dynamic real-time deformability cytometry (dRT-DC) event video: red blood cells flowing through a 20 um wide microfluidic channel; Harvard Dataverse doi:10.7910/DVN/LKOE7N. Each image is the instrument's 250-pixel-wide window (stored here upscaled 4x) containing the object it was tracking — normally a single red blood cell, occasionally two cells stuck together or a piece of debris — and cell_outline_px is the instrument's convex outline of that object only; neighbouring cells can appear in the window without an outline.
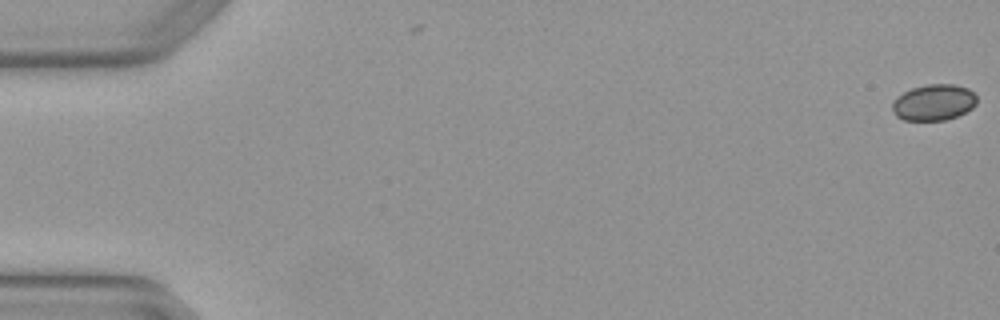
{"species": "Egyptian fruit bat (a non-hibernating species)", "species_latin": "Rousettus aegyptiacus", "temperature_condition": "warm", "stored_images_in_passage": 8, "camera_frame_rate_fps": 3000, "um_per_image_px": 0.085, "animal": {"sex": "female"}, "frame": {"image": 1, "passage_image": 1, "time_ms": 0.0, "image_size_px": [1000, 320], "cell_outline_px": [[976, 104], [972, 108], [956, 116], [944, 120], [904, 120], [896, 116], [892, 108], [892, 104], [896, 96], [912, 88], [928, 84], [956, 84], [968, 88], [976, 96]], "centroid_in_image_um": [79.36, 8.69], "position_along_channel_um": 5.6, "area_um2": 17.74}}
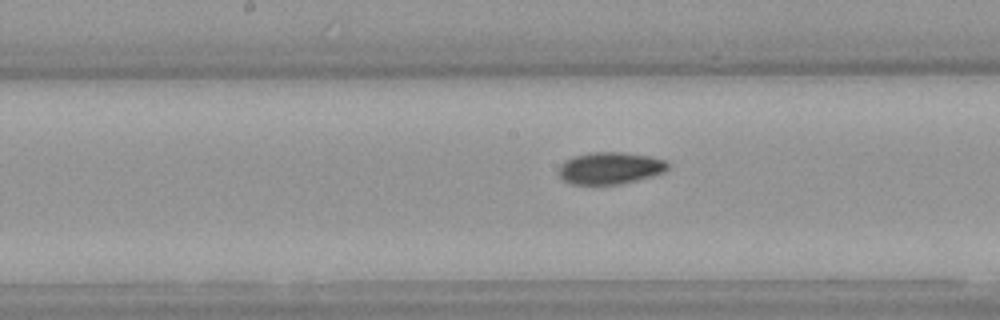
{"frame": {"image": 2, "passage_image": 8, "time_ms": 2.333, "image_size_px": [1000, 320], "cell_outline_px": [[668, 168], [664, 172], [652, 176], [620, 184], [572, 184], [564, 180], [560, 176], [560, 164], [564, 160], [572, 156], [588, 152], [620, 152], [648, 156], [668, 160]], "centroid_in_image_um": [51.86, 14.27], "position_along_channel_um": 196.3, "area_um2": 20.35}}